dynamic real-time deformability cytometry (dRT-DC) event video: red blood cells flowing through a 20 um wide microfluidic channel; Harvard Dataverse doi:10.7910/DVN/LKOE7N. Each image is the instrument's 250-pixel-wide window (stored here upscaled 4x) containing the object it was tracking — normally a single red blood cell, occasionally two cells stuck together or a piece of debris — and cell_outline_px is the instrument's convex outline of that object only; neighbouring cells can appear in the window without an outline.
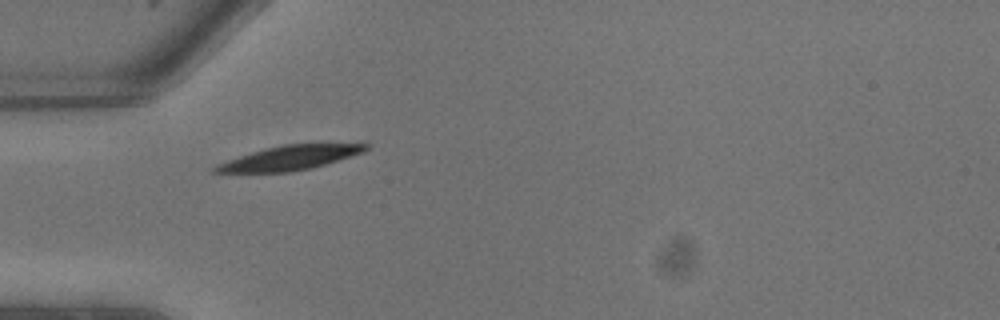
{"species": "common noctule bat (a hibernating species)", "species_latin": "Nyctalus noctula", "temperature_condition": "warm", "stored_images_in_passage": 5, "camera_frame_rate_fps": 3000, "um_per_image_px": 0.085, "animal": {"sex": "male", "body_mass_g": 13.3}, "frame": {"image": 1, "passage_image": 1, "time_ms": 0.0, "image_size_px": [1000, 320], "cell_outline_px": [[372, 144], [364, 152], [324, 164], [308, 168], [288, 172], [212, 172], [212, 168], [216, 164], [264, 148], [284, 144]], "centroid_in_image_um": [24.6, 13.41], "position_along_channel_um": 60.4, "area_um2": 20.87}}